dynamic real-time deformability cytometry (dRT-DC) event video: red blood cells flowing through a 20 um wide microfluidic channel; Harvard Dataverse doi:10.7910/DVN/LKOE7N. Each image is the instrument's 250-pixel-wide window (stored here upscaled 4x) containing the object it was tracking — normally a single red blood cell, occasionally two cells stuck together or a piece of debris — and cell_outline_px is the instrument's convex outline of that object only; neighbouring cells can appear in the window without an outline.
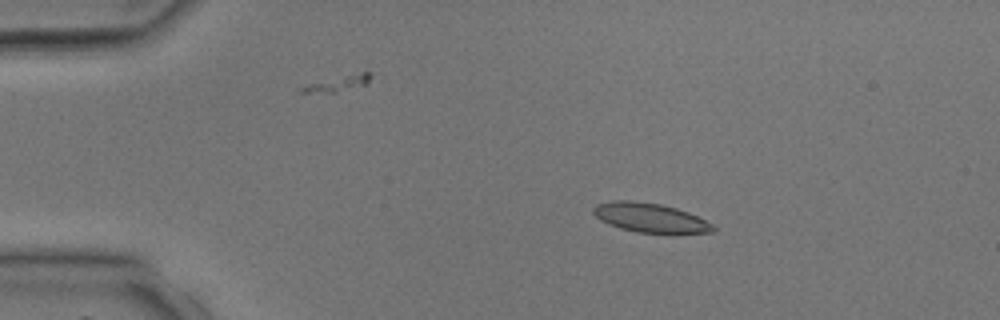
{"species": "common noctule bat (a hibernating species)", "species_latin": "Nyctalus noctula", "temperature_condition": "room temperature", "stored_images_in_passage": 4, "camera_frame_rate_fps": 3000, "um_per_image_px": 0.085, "animal": {"sex": "male", "body_mass_g": 17.9, "forearm_length_mm": 54.2}, "frame": {"image": 1, "passage_image": 2, "time_ms": 1.0, "image_size_px": [1000, 320], "cell_outline_px": [[716, 232], [636, 232], [620, 228], [608, 224], [600, 220], [592, 212], [592, 208], [596, 204], [612, 200], [632, 200], [660, 204], [676, 208], [688, 212], [712, 224], [716, 228]], "centroid_in_image_um": [55.2, 18.48], "position_along_channel_um": 29.8, "area_um2": 20.17}}